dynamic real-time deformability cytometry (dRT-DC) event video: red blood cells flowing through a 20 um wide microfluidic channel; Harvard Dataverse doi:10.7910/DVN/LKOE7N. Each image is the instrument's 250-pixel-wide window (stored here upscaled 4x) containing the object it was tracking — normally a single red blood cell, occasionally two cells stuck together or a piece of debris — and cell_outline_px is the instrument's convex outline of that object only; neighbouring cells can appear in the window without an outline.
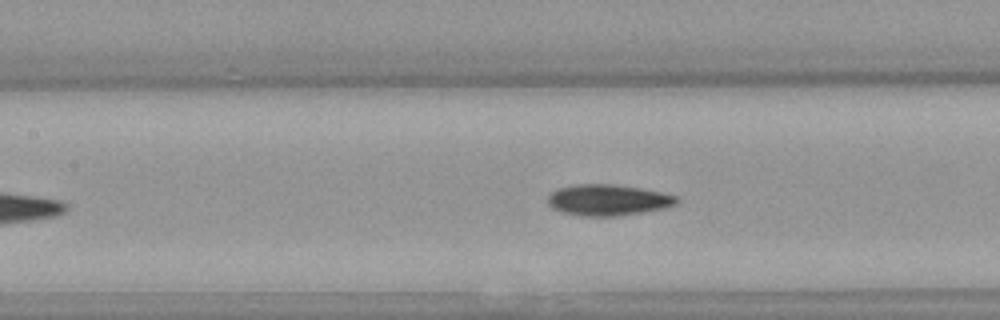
{"species": "Egyptian fruit bat (a non-hibernating species)", "species_latin": "Rousettus aegyptiacus", "temperature_condition": "warm", "stored_images_in_passage": 41, "camera_frame_rate_fps": 3000, "um_per_image_px": 0.085, "animal": {"sex": "female"}, "frame": {"image": 1, "passage_image": 16, "time_ms": 5.0, "image_size_px": [1000, 320], "cell_outline_px": [[680, 200], [676, 204], [664, 208], [616, 216], [580, 216], [560, 212], [552, 208], [548, 204], [548, 196], [552, 192], [560, 188], [576, 184], [612, 184], [640, 188], [660, 192], [676, 196]], "centroid_in_image_um": [51.65, 17.0], "position_along_channel_um": 155.7, "area_um2": 23.24}}
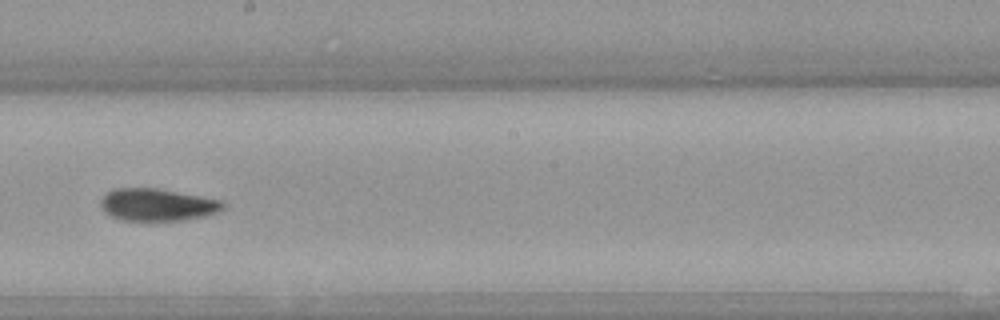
{"frame": {"image": 2, "passage_image": 22, "time_ms": 7.0, "image_size_px": [1000, 320], "cell_outline_px": [[224, 208], [220, 212], [204, 216], [184, 220], [148, 224], [120, 220], [104, 212], [100, 208], [100, 200], [108, 192], [116, 188], [156, 188], [200, 196], [220, 200], [224, 204]], "centroid_in_image_um": [13.33, 17.46], "position_along_channel_um": 234.9, "area_um2": 23.87}}
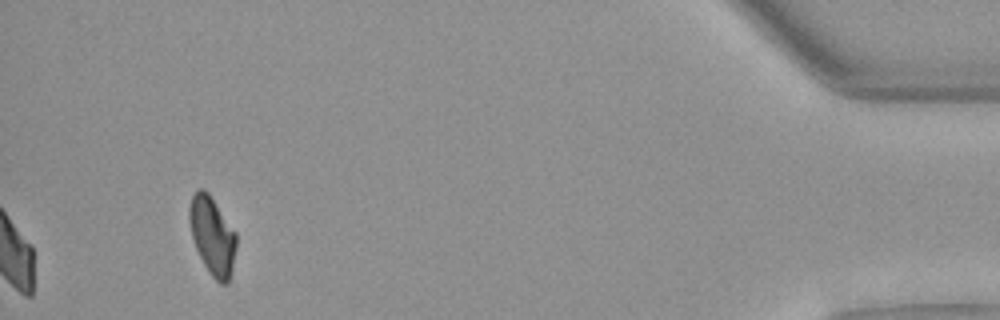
{"frame": {"image": 3, "passage_image": 41, "time_ms": 13.333, "image_size_px": [1000, 320], "cell_outline_px": [[236, 248], [232, 268], [228, 284], [220, 284], [208, 272], [196, 248], [192, 236], [188, 220], [188, 208], [192, 196], [200, 188], [204, 188], [208, 192], [236, 232]], "centroid_in_image_um": [18.04, 20.04], "position_along_channel_um": 417.2, "area_um2": 21.33}, "authors_computed_cell_mechanics": {"area_um2": 22.831, "velocity_mm_per_s": 3.9872, "shape_relaxation_time_tau1_ms": 5.9493, "shape_relaxation_time_tau2_ms": 7.6778, "deformation_change_tau1": 0.1913, "deformation_change_tau2": 0.0892}}